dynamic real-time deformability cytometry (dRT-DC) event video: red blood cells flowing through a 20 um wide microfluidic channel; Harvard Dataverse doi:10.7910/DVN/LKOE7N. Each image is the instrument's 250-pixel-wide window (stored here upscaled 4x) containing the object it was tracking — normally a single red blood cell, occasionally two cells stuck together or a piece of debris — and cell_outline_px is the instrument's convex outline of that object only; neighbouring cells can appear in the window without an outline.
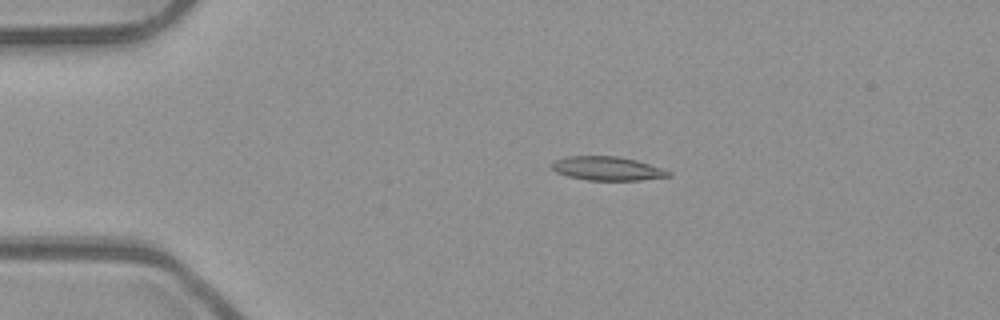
{"species": "common noctule bat (a hibernating species)", "species_latin": "Nyctalus noctula", "temperature_condition": "room temperature", "stored_images_in_passage": 43, "camera_frame_rate_fps": 3000, "um_per_image_px": 0.085, "animal": {"sex": "male", "body_mass_g": 23.1, "forearm_length_mm": 52.7}, "frame": {"image": 1, "passage_image": 1, "time_ms": 0.0, "image_size_px": [1000, 320], "cell_outline_px": [[672, 176], [640, 180], [588, 180], [568, 176], [556, 172], [552, 168], [552, 164], [556, 160], [568, 156], [616, 156], [636, 160], [672, 172]], "centroid_in_image_um": [51.63, 14.33], "position_along_channel_um": 33.4, "area_um2": 16.01}}
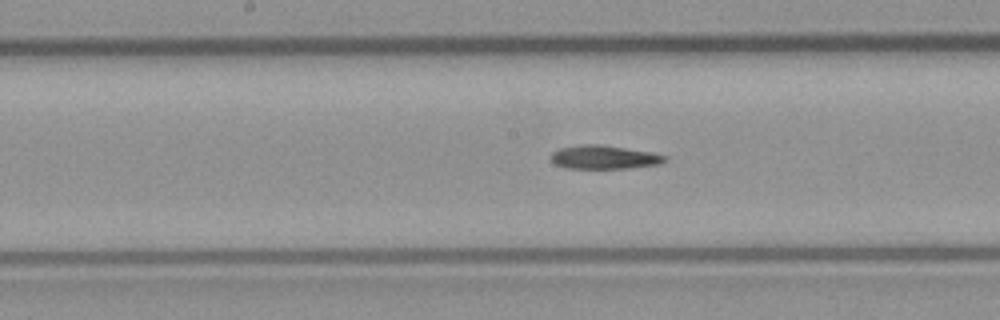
{"frame": {"image": 2, "passage_image": 17, "time_ms": 5.333, "image_size_px": [1000, 320], "cell_outline_px": [[668, 160], [660, 164], [628, 168], [564, 168], [556, 164], [552, 160], [552, 152], [560, 148], [580, 144], [604, 144], [652, 152], [668, 156]], "centroid_in_image_um": [51.4, 13.35], "position_along_channel_um": 196.8, "area_um2": 15.84}}
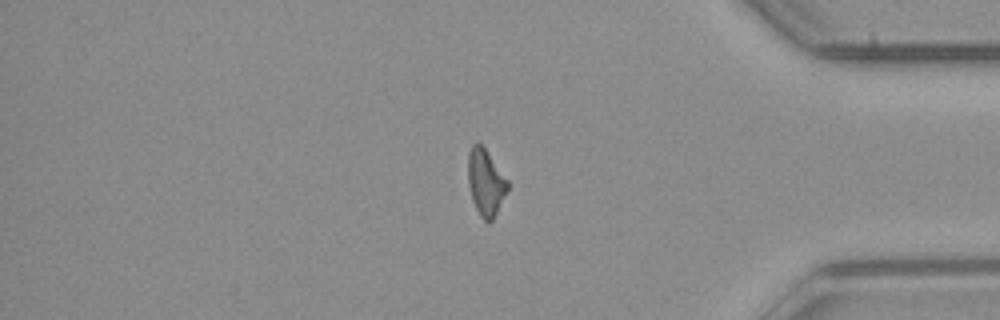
{"frame": {"image": 3, "passage_image": 34, "time_ms": 11.0, "image_size_px": [1000, 320], "cell_outline_px": [[508, 188], [492, 220], [488, 224], [480, 216], [472, 200], [468, 184], [468, 152], [472, 144], [480, 144], [484, 148], [508, 180]], "centroid_in_image_um": [41.26, 15.51], "position_along_channel_um": 393.9, "area_um2": 15.03}}